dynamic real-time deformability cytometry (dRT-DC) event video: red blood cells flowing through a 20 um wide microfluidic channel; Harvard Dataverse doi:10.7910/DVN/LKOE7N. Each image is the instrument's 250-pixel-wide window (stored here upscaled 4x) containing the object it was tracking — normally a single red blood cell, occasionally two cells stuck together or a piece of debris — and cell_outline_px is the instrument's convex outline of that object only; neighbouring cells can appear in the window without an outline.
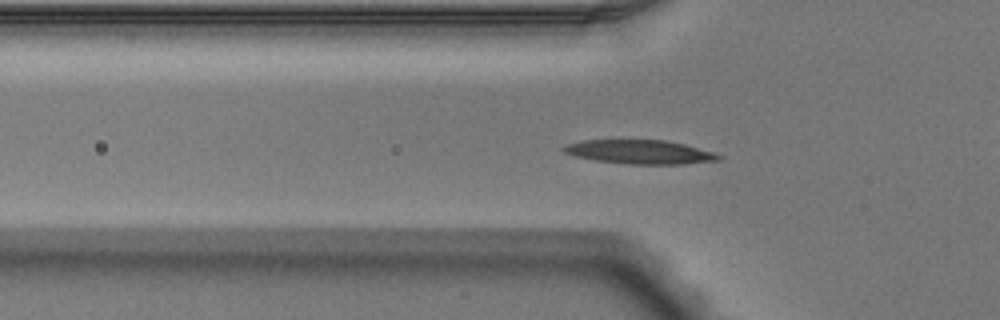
{"species": "Egyptian fruit bat (a non-hibernating species)", "species_latin": "Rousettus aegyptiacus", "temperature_condition": "warm", "stored_images_in_passage": 52, "camera_frame_rate_fps": 3000, "um_per_image_px": 0.085, "animal": {"sex": "male"}, "frame": {"image": 1, "passage_image": 17, "time_ms": 5.333, "image_size_px": [1000, 320], "cell_outline_px": [[720, 160], [684, 164], [628, 164], [596, 160], [576, 156], [564, 152], [560, 148], [564, 144], [580, 140], [664, 140], [684, 144], [712, 152], [720, 156]], "centroid_in_image_um": [54.32, 12.91], "position_along_channel_um": 71.5, "area_um2": 21.5}}
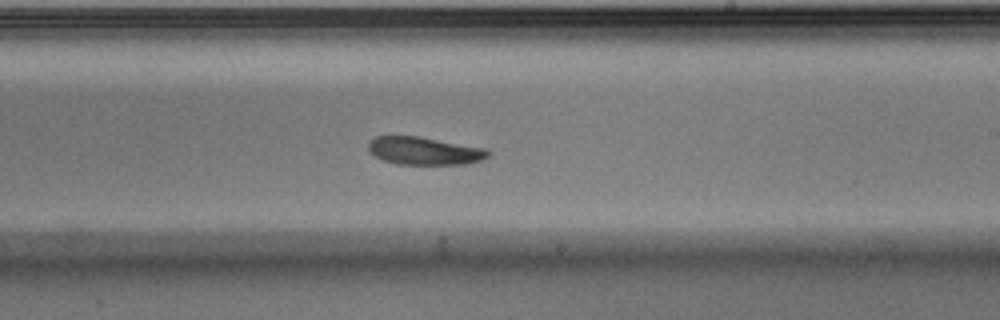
{"frame": {"image": 2, "passage_image": 31, "time_ms": 10.0, "image_size_px": [1000, 320], "cell_outline_px": [[492, 152], [488, 156], [480, 160], [464, 164], [396, 164], [384, 160], [368, 152], [368, 144], [376, 136], [420, 136], [488, 148]], "centroid_in_image_um": [36.1, 12.81], "position_along_channel_um": 252.9, "area_um2": 19.54}}
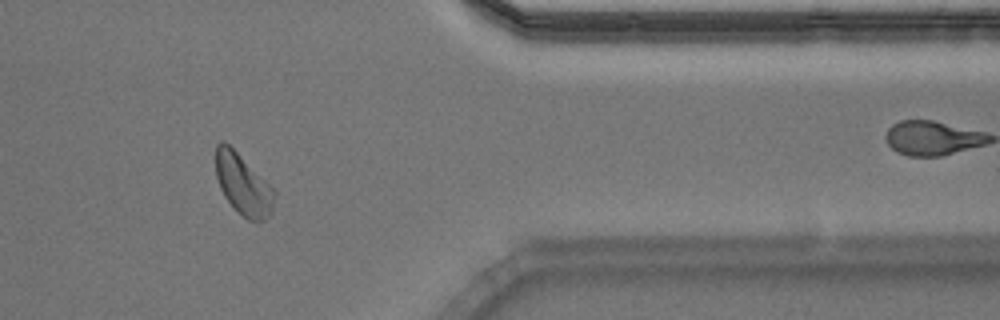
{"frame": {"image": 3, "passage_image": 43, "time_ms": 14.0, "image_size_px": [1000, 320], "cell_outline_px": [[276, 192], [272, 212], [264, 220], [248, 220], [224, 196], [220, 188], [216, 176], [216, 144], [220, 140], [224, 140], [276, 188]], "centroid_in_image_um": [20.69, 15.64], "position_along_channel_um": 390.7, "area_um2": 20.87}, "authors_computed_cell_mechanics": {"area_um2": 20.3745, "velocity_mm_per_s": 3.8814, "shape_relaxation_time_tau1_ms": 4.1984, "shape_relaxation_time_tau2_ms": 6.2089, "deformation_change_tau1": 0.1368, "deformation_change_tau2": 0.1445}}